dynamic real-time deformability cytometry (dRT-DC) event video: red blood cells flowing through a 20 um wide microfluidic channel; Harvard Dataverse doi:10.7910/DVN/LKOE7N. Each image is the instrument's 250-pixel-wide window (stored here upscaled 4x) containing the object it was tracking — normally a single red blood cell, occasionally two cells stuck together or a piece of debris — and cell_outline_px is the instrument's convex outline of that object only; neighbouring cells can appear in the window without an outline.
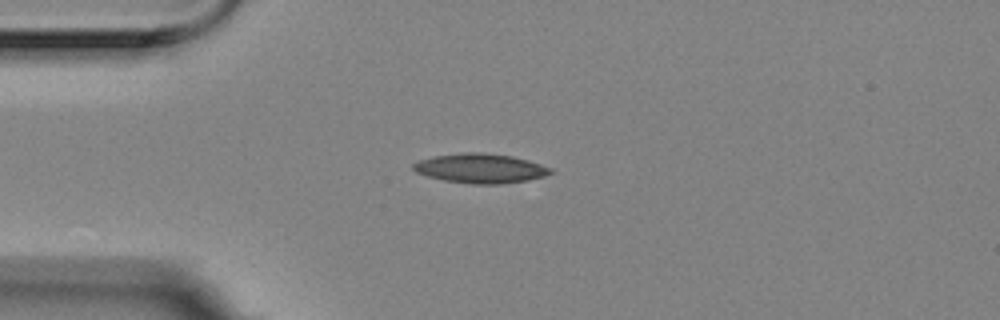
{"species": "Egyptian fruit bat (a non-hibernating species)", "species_latin": "Rousettus aegyptiacus", "temperature_condition": "room temperature", "stored_images_in_passage": 14, "camera_frame_rate_fps": 3000, "um_per_image_px": 0.085, "animal": {"sex": "female"}, "frame": {"image": 1, "passage_image": 3, "time_ms": 0.667, "image_size_px": [1000, 320], "cell_outline_px": [[556, 172], [544, 176], [528, 180], [500, 184], [472, 184], [444, 180], [428, 176], [416, 172], [412, 168], [412, 164], [420, 160], [432, 156], [468, 152], [480, 152], [512, 156], [528, 160], [552, 168]], "centroid_in_image_um": [40.86, 14.31], "position_along_channel_um": 44.1, "area_um2": 23.58}}
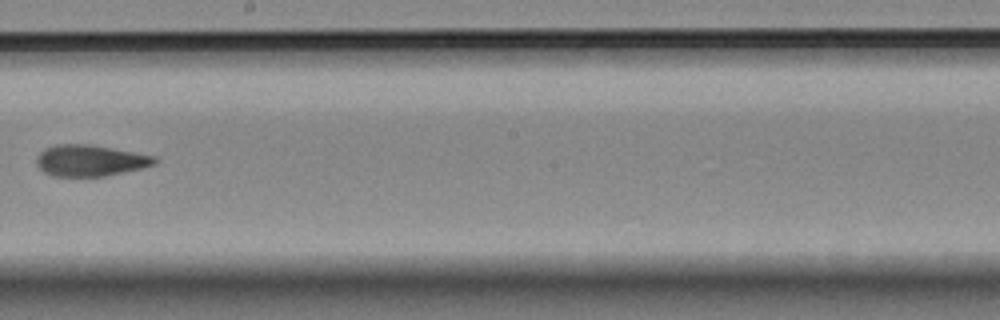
{"frame": {"image": 2, "passage_image": 8, "time_ms": 2.333, "image_size_px": [1000, 320], "cell_outline_px": [[156, 164], [140, 168], [104, 176], [56, 176], [44, 172], [36, 164], [36, 156], [44, 148], [56, 144], [88, 144], [112, 148], [156, 156]], "centroid_in_image_um": [7.63, 13.63], "position_along_channel_um": 240.6, "area_um2": 21.39}}
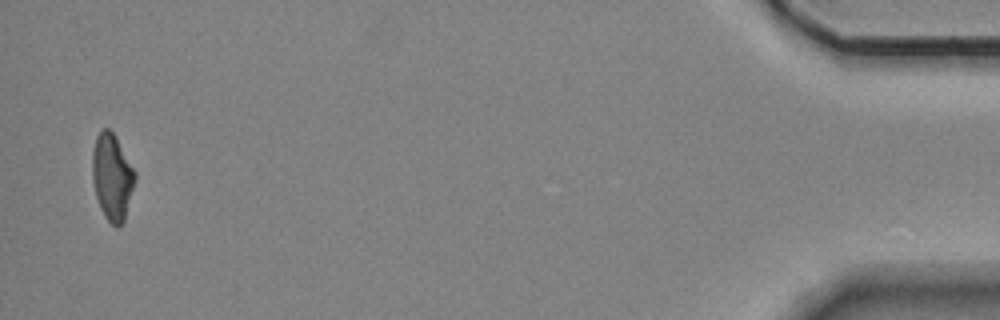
{"frame": {"image": 3, "passage_image": 14, "time_ms": 4.333, "image_size_px": [1000, 320], "cell_outline_px": [[136, 180], [124, 220], [116, 228], [104, 216], [100, 208], [96, 196], [92, 180], [92, 152], [96, 136], [104, 128], [108, 128], [112, 132], [136, 172]], "centroid_in_image_um": [9.52, 15.06], "position_along_channel_um": 425.7, "area_um2": 21.33}}